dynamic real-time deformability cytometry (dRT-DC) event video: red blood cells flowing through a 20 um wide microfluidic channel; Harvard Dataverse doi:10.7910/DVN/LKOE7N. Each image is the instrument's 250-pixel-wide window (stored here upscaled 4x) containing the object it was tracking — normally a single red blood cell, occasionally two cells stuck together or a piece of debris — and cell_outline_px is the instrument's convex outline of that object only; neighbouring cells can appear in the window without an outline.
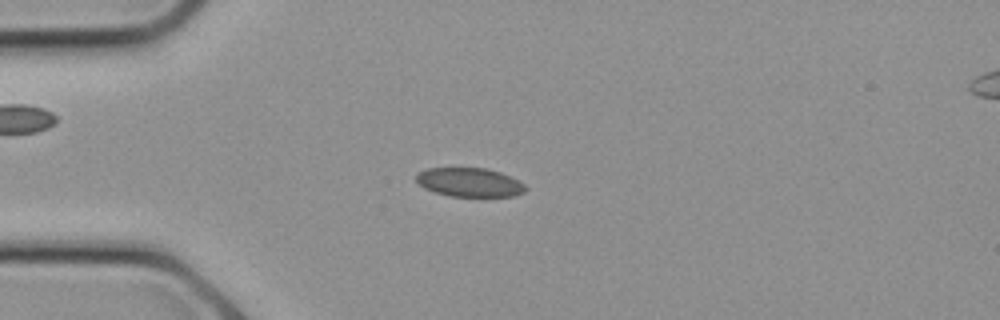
{"species": "common noctule bat (a hibernating species)", "species_latin": "Nyctalus noctula", "temperature_condition": "cold", "stored_images_in_passage": 25, "camera_frame_rate_fps": 3000, "um_per_image_px": 0.085, "animal": {"sex": "female", "body_mass_g": 21.9}, "frame": {"image": 1, "passage_image": 6, "time_ms": 1.667, "image_size_px": [1000, 320], "cell_outline_px": [[528, 188], [524, 192], [512, 196], [448, 196], [424, 188], [416, 180], [416, 172], [428, 168], [488, 168], [500, 172], [524, 184]], "centroid_in_image_um": [39.89, 15.49], "position_along_channel_um": 45.1, "area_um2": 18.32}}
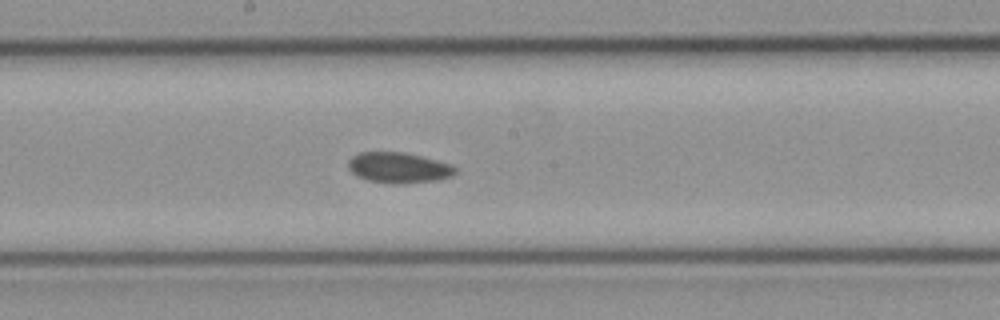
{"frame": {"image": 2, "passage_image": 13, "time_ms": 4.0, "image_size_px": [1000, 320], "cell_outline_px": [[456, 172], [452, 176], [440, 180], [404, 184], [392, 184], [368, 180], [352, 172], [348, 168], [348, 160], [352, 156], [360, 152], [404, 152], [452, 164], [456, 168]], "centroid_in_image_um": [33.91, 14.26], "position_along_channel_um": 214.3, "area_um2": 19.19}}
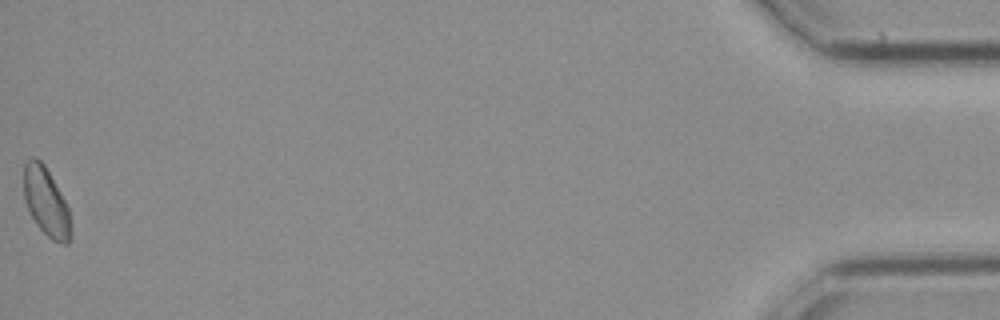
{"frame": {"image": 3, "passage_image": 25, "time_ms": 8.0, "image_size_px": [1000, 320], "cell_outline_px": [[72, 236], [68, 244], [60, 244], [52, 240], [36, 224], [28, 208], [24, 196], [24, 164], [32, 156], [36, 156], [44, 164], [64, 200], [68, 208], [72, 224]], "centroid_in_image_um": [3.94, 17.19], "position_along_channel_um": 431.3, "area_um2": 18.73}}